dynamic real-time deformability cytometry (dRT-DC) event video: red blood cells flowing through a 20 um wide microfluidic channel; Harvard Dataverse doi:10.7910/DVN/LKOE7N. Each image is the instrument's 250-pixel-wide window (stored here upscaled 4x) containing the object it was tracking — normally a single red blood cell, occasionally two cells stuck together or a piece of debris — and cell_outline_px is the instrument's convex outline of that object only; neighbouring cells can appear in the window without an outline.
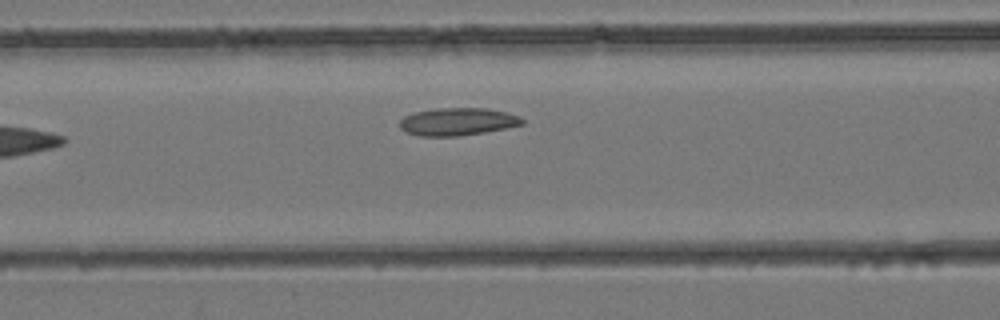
{"species": "common noctule bat (a hibernating species)", "species_latin": "Nyctalus noctula", "temperature_condition": "room temperature", "stored_images_in_passage": 6, "camera_frame_rate_fps": 3000, "um_per_image_px": 0.085, "animal": {"sex": "female", "body_mass_g": 24.6, "forearm_length_mm": 56.2}, "frame": {"image": 1, "passage_image": 6, "time_ms": 1.667, "image_size_px": [1000, 320], "cell_outline_px": [[524, 124], [508, 128], [460, 136], [420, 136], [404, 132], [400, 128], [400, 120], [404, 116], [416, 112], [436, 108], [484, 108], [504, 112], [520, 116], [524, 120]], "centroid_in_image_um": [38.89, 10.35], "position_along_channel_um": 127.7, "area_um2": 19.77}}